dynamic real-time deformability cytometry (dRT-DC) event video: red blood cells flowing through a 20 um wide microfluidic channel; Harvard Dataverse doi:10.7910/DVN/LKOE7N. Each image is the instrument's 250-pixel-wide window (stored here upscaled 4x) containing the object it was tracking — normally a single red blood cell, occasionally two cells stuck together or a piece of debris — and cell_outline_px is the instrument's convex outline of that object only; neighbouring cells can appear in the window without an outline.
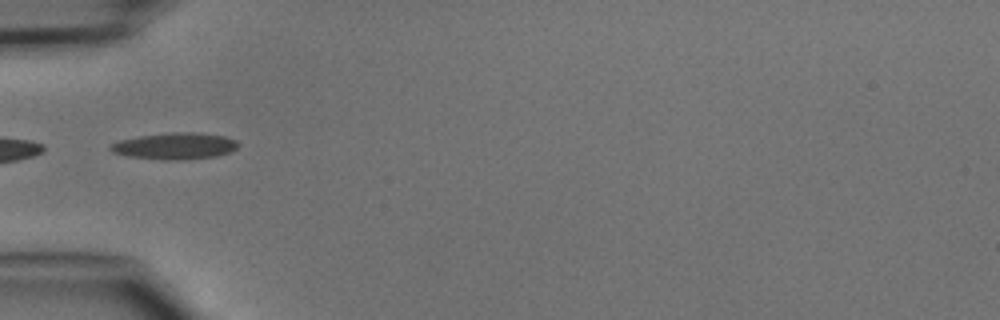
{"species": "common noctule bat (a hibernating species)", "species_latin": "Nyctalus noctula", "temperature_condition": "cold", "stored_images_in_passage": 33, "camera_frame_rate_fps": 3000, "um_per_image_px": 0.085, "animal": {"sex": "male", "body_mass_g": 15.6}, "frame": {"image": 1, "passage_image": 1, "time_ms": 0.0, "image_size_px": [1000, 320], "cell_outline_px": [[240, 144], [236, 148], [228, 152], [216, 156], [176, 160], [164, 160], [128, 156], [112, 152], [108, 148], [108, 144], [120, 140], [140, 136], [172, 132], [196, 132], [224, 136], [236, 140]], "centroid_in_image_um": [14.84, 12.4], "position_along_channel_um": 70.2, "area_um2": 19.71}}
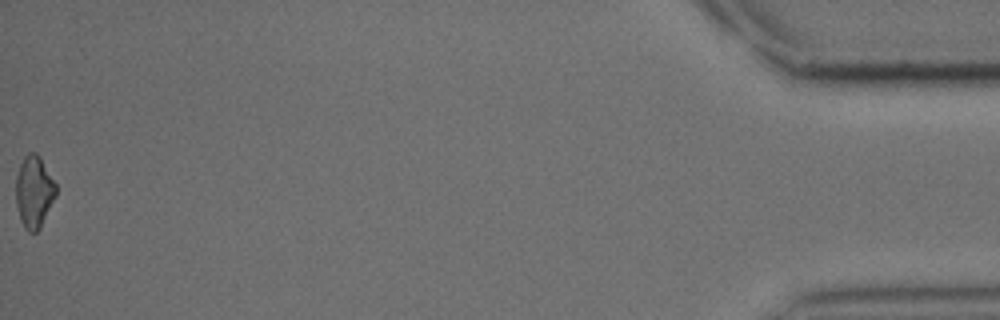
{"frame": {"image": 2, "passage_image": 33, "time_ms": 10.667, "image_size_px": [1000, 320], "cell_outline_px": [[56, 196], [40, 228], [36, 232], [28, 232], [24, 228], [20, 220], [16, 204], [16, 176], [20, 164], [24, 156], [28, 152], [36, 152], [40, 156], [56, 184]], "centroid_in_image_um": [2.89, 16.3], "position_along_channel_um": 432.3, "area_um2": 16.94}}